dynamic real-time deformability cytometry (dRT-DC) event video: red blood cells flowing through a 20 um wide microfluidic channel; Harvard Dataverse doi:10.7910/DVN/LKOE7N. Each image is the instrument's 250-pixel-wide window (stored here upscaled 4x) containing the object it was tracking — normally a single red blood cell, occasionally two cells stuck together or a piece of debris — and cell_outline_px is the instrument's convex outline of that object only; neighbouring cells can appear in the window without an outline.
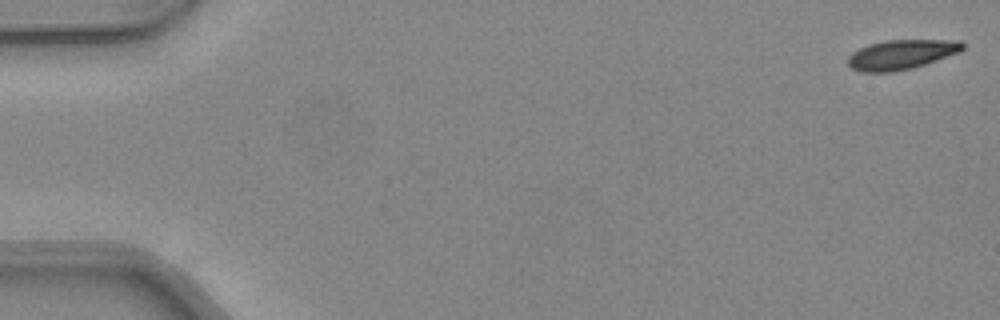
{"species": "common noctule bat (a hibernating species)", "species_latin": "Nyctalus noctula", "temperature_condition": "warm", "stored_images_in_passage": 18, "camera_frame_rate_fps": 3000, "um_per_image_px": 0.085, "animal": {"sex": "female", "body_mass_g": 24.6, "forearm_length_mm": 56.2}, "frame": {"image": 1, "passage_image": 1, "time_ms": 0.0, "image_size_px": [1000, 320], "cell_outline_px": [[964, 48], [960, 52], [912, 68], [892, 72], [860, 72], [852, 68], [848, 64], [848, 56], [852, 52], [868, 44], [888, 40], [960, 40], [964, 44]], "centroid_in_image_um": [76.6, 4.63], "position_along_channel_um": 8.4, "area_um2": 19.77}}
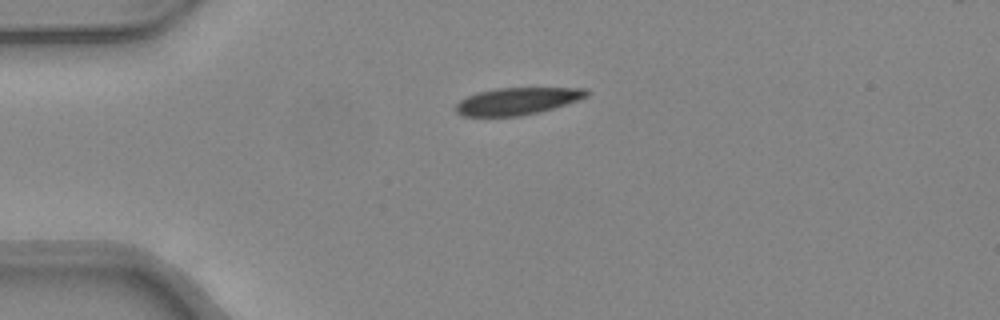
{"frame": {"image": 2, "passage_image": 12, "time_ms": 3.667, "image_size_px": [1000, 320], "cell_outline_px": [[588, 96], [552, 108], [520, 116], [460, 116], [456, 112], [456, 104], [460, 100], [476, 92], [496, 88], [584, 88], [588, 92]], "centroid_in_image_um": [43.9, 8.59], "position_along_channel_um": 41.1, "area_um2": 20.4}}
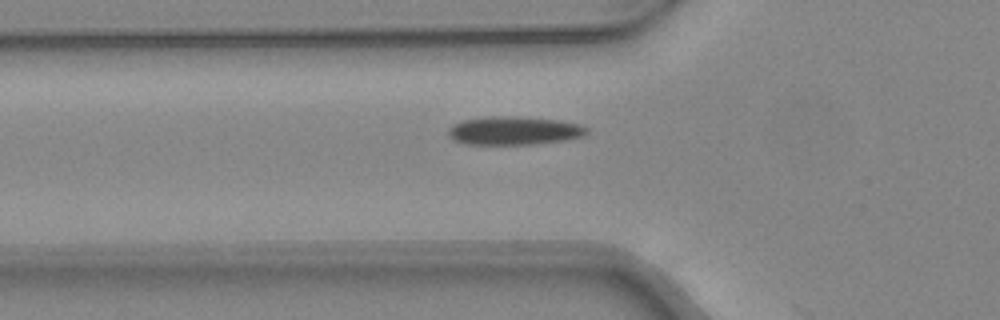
{"frame": {"image": 3, "passage_image": 17, "time_ms": 5.333, "image_size_px": [1000, 320], "cell_outline_px": [[588, 132], [584, 136], [568, 140], [536, 144], [464, 144], [452, 140], [448, 136], [448, 128], [464, 120], [488, 116], [512, 116], [560, 120], [580, 124], [588, 128]], "centroid_in_image_um": [43.72, 11.11], "position_along_channel_um": 82.1, "area_um2": 23.12}}